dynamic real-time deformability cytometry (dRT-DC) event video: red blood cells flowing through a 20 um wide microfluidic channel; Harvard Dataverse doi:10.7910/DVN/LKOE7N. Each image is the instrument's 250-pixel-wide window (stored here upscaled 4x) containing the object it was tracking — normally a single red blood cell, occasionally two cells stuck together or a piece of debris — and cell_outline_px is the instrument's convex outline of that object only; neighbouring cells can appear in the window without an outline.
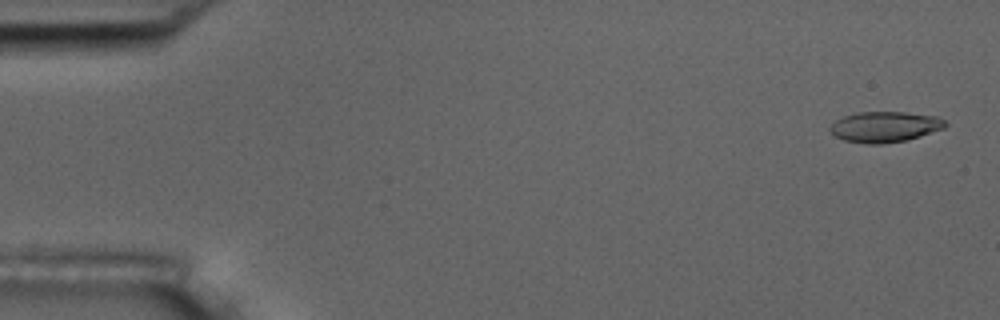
{"species": "common noctule bat (a hibernating species)", "species_latin": "Nyctalus noctula", "temperature_condition": "room temperature", "stored_images_in_passage": 4, "camera_frame_rate_fps": 3000, "um_per_image_px": 0.085, "animal": {"sex": "male", "body_mass_g": 17.5, "forearm_length_mm": 52.3}, "frame": {"image": 1, "passage_image": 1, "time_ms": 0.0, "image_size_px": [1000, 320], "cell_outline_px": [[948, 124], [944, 128], [908, 140], [880, 144], [864, 144], [844, 140], [836, 136], [828, 128], [836, 120], [844, 116], [856, 112], [904, 112], [940, 116]], "centroid_in_image_um": [75.23, 10.78], "position_along_channel_um": 9.8, "area_um2": 20.69}}
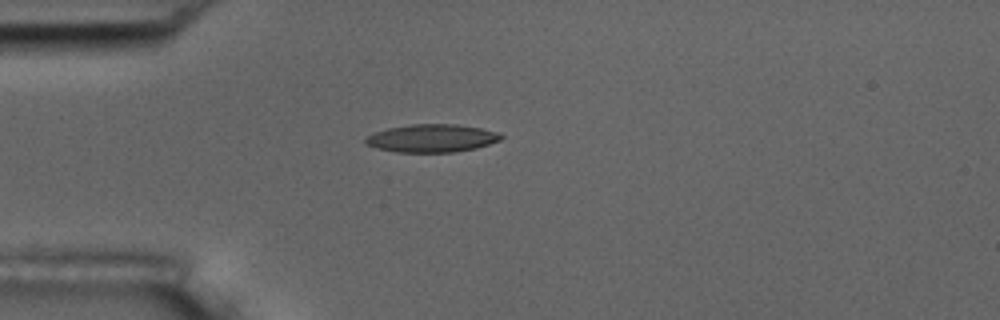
{"frame": {"image": 2, "passage_image": 4, "time_ms": 4.333, "image_size_px": [1000, 320], "cell_outline_px": [[504, 136], [500, 140], [476, 148], [452, 152], [396, 152], [376, 148], [364, 144], [364, 140], [372, 132], [388, 128], [412, 124], [456, 124], [480, 128], [500, 132]], "centroid_in_image_um": [36.68, 11.74], "position_along_channel_um": 48.3, "area_um2": 22.14}}